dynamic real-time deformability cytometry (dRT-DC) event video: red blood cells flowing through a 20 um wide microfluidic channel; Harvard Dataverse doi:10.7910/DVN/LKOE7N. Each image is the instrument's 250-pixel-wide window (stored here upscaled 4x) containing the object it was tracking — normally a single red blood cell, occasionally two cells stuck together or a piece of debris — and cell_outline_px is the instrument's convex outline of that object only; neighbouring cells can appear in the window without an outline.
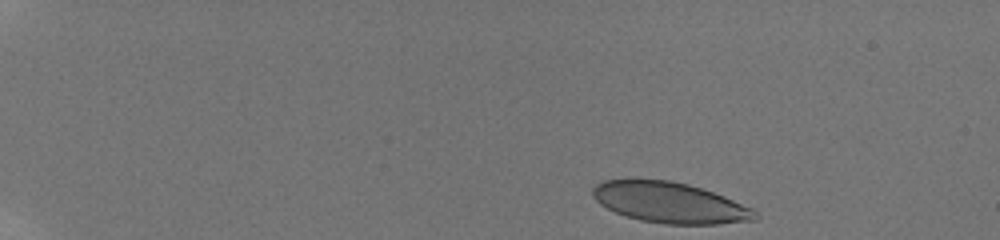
{"species": "human", "species_latin": "Homo sapiens", "temperature_condition": "room temperature", "stored_images_in_passage": 20, "camera_frame_rate_fps": 3000, "um_per_image_px": 0.085, "donor": {"sex": "male"}, "frame": {"image": 1, "passage_image": 1, "time_ms": 0.0, "image_size_px": [1000, 240], "cell_outline_px": [[760, 216], [756, 220], [720, 224], [664, 224], [640, 220], [624, 216], [600, 204], [592, 196], [592, 188], [596, 184], [604, 180], [672, 180], [688, 184], [724, 196], [752, 208]], "centroid_in_image_um": [56.94, 17.23], "position_along_channel_um": 28.1, "area_um2": 38.44}}
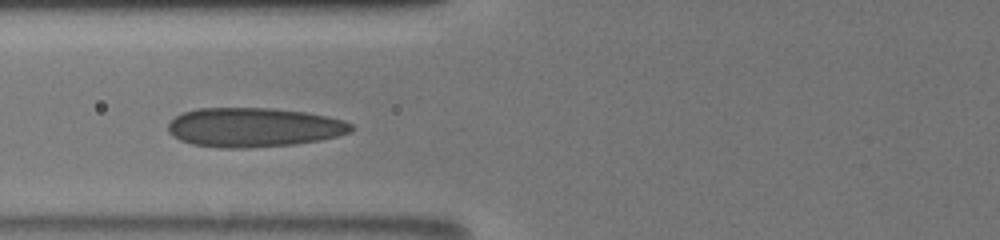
{"frame": {"image": 2, "passage_image": 12, "time_ms": 5.333, "image_size_px": [1000, 240], "cell_outline_px": [[352, 132], [320, 140], [296, 144], [248, 148], [220, 148], [192, 144], [180, 140], [172, 136], [168, 132], [168, 124], [176, 116], [184, 112], [196, 108], [272, 108], [304, 112], [328, 116], [344, 120], [352, 124]], "centroid_in_image_um": [21.56, 10.83], "position_along_channel_um": 104.2, "area_um2": 42.08}}
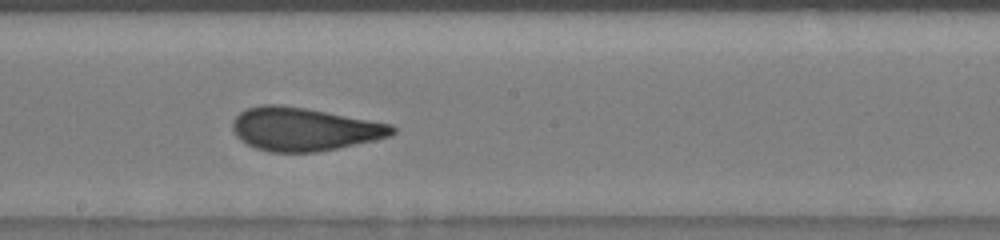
{"frame": {"image": 3, "passage_image": 18, "time_ms": 8.333, "image_size_px": [1000, 240], "cell_outline_px": [[396, 132], [392, 136], [336, 148], [316, 152], [268, 152], [256, 148], [240, 140], [236, 136], [232, 128], [232, 124], [236, 116], [240, 112], [248, 108], [260, 104], [280, 104], [304, 108], [392, 124], [396, 128]], "centroid_in_image_um": [25.83, 10.98], "position_along_channel_um": 222.4, "area_um2": 40.06}}